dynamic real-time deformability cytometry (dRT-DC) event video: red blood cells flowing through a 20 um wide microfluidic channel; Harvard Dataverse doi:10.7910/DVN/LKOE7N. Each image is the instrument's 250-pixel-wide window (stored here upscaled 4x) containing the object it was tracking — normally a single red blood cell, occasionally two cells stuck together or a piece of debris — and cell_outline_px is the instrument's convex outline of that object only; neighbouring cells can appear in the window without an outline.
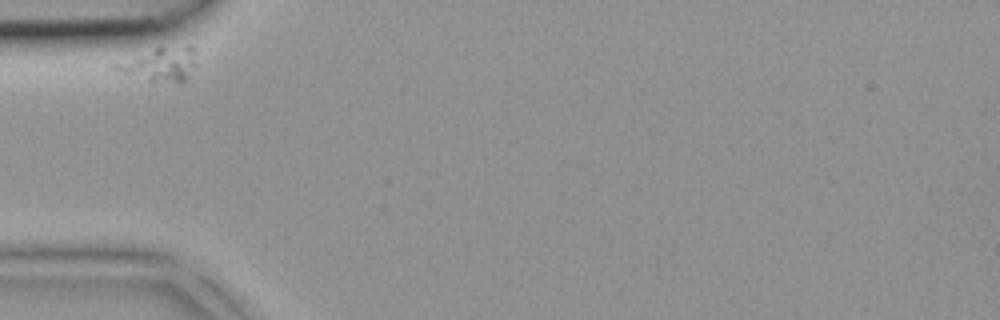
{"species": "common noctule bat (a hibernating species)", "species_latin": "Nyctalus noctula", "temperature_condition": "room temperature", "stored_images_in_passage": 25, "camera_frame_rate_fps": 3000, "um_per_image_px": 0.085, "animal": {"sex": "female", "body_mass_g": 18.4}, "frame": {"image": 1, "passage_image": 1, "time_ms": 0.0, "image_size_px": [1000, 320], "cell_outline_px": [[196, 64], [184, 80], [180, 84], [148, 80], [124, 72], [116, 68], [112, 64], [156, 48], [188, 44], [192, 44], [196, 48]], "centroid_in_image_um": [13.74, 5.43], "position_along_channel_um": 71.3, "area_um2": 15.66}}
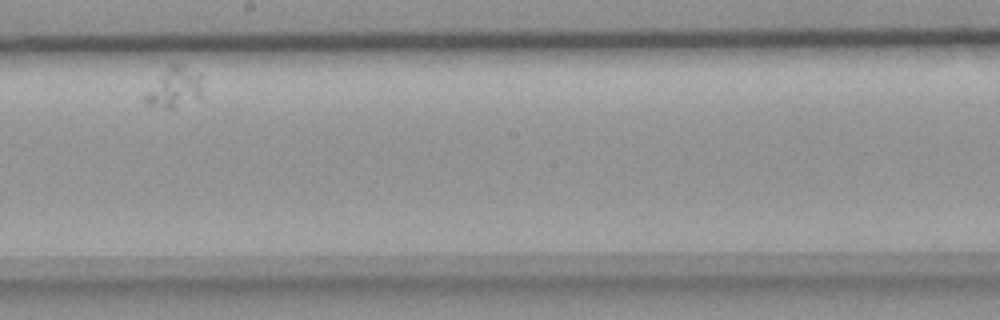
{"frame": {"image": 2, "passage_image": 14, "time_ms": 4.333, "image_size_px": [1000, 320], "cell_outline_px": [[204, 76], [200, 96], [172, 108], [164, 108], [144, 104], [144, 96], [168, 64], [176, 64]], "centroid_in_image_um": [14.82, 7.43], "position_along_channel_um": 233.4, "area_um2": 12.95}}
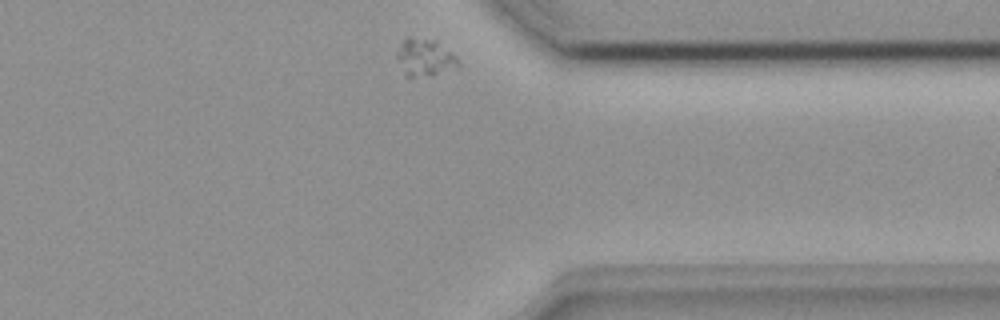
{"frame": {"image": 3, "passage_image": 25, "time_ms": 8.0, "image_size_px": [1000, 320], "cell_outline_px": [[460, 64], [432, 76], [404, 76], [396, 56], [396, 52], [400, 44], [408, 36], [432, 40], [452, 52], [456, 56]], "centroid_in_image_um": [36.05, 4.89], "position_along_channel_um": 375.3, "area_um2": 13.12}}